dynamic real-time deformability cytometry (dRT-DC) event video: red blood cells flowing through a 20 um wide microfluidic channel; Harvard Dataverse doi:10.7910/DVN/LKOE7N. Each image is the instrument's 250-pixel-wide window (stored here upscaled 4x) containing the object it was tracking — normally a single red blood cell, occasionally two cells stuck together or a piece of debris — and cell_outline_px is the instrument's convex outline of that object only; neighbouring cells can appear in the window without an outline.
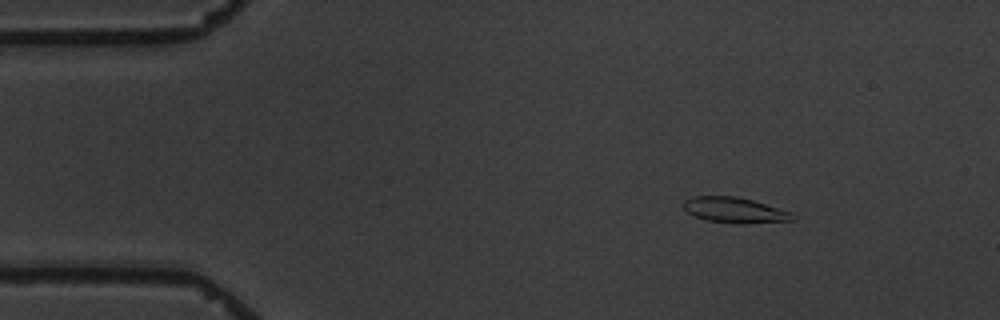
{"species": "common noctule bat (a hibernating species)", "species_latin": "Nyctalus noctula", "temperature_condition": "warm", "stored_images_in_passage": 5, "camera_frame_rate_fps": 3000, "um_per_image_px": 0.085, "animal": {"sex": "male", "body_mass_g": 19.5, "forearm_length_mm": 54.6}, "frame": {"image": 1, "passage_image": 3, "time_ms": 2.333, "image_size_px": [1000, 320], "cell_outline_px": [[796, 220], [744, 224], [740, 224], [708, 220], [696, 216], [688, 212], [680, 204], [684, 200], [692, 196], [736, 196], [752, 200], [792, 212], [796, 216]], "centroid_in_image_um": [62.46, 17.86], "position_along_channel_um": 22.5, "area_um2": 16.3}}
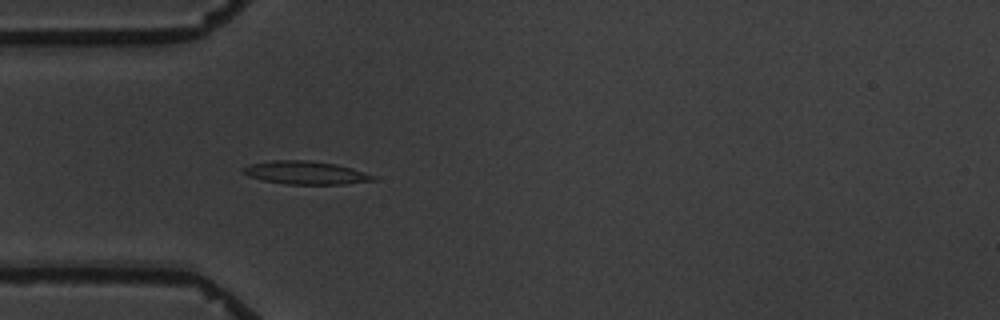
{"frame": {"image": 2, "passage_image": 5, "time_ms": 5.333, "image_size_px": [1000, 320], "cell_outline_px": [[376, 180], [344, 184], [288, 184], [264, 180], [248, 176], [244, 172], [244, 168], [252, 164], [272, 160], [308, 160], [336, 164], [352, 168], [376, 176]], "centroid_in_image_um": [26.03, 14.68], "position_along_channel_um": 59.0, "area_um2": 17.28}}